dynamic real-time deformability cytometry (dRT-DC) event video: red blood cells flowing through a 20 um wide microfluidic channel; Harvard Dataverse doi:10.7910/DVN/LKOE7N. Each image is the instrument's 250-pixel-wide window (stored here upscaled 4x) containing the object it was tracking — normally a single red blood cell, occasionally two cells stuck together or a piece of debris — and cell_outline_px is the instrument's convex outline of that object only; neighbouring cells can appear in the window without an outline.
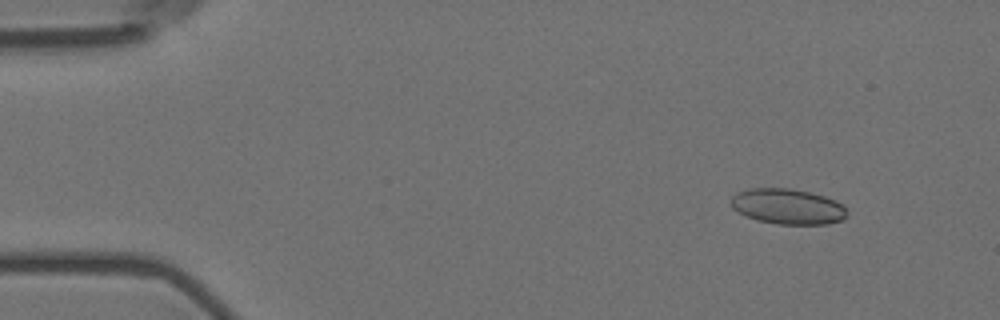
{"species": "Egyptian fruit bat (a non-hibernating species)", "species_latin": "Rousettus aegyptiacus", "temperature_condition": "room temperature", "stored_images_in_passage": 5, "camera_frame_rate_fps": 3000, "um_per_image_px": 0.085, "animal": {"sex": "female"}, "frame": {"image": 1, "passage_image": 1, "time_ms": 0.0, "image_size_px": [1000, 320], "cell_outline_px": [[848, 216], [840, 220], [828, 224], [776, 224], [756, 220], [732, 208], [732, 196], [736, 192], [748, 188], [792, 188], [812, 192], [836, 200], [844, 204], [848, 212]], "centroid_in_image_um": [67.0, 17.54], "position_along_channel_um": 18.0, "area_um2": 24.22}}
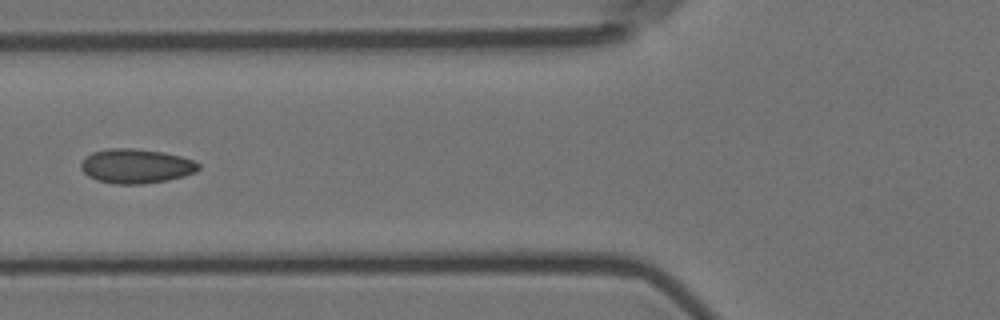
{"frame": {"image": 2, "passage_image": 5, "time_ms": 1.333, "image_size_px": [1000, 320], "cell_outline_px": [[200, 168], [196, 172], [184, 176], [168, 180], [144, 184], [116, 184], [96, 180], [88, 176], [80, 168], [80, 164], [92, 152], [108, 148], [132, 148], [164, 152], [180, 156], [192, 160], [200, 164]], "centroid_in_image_um": [11.58, 14.12], "position_along_channel_um": 114.2, "area_um2": 23.64}}